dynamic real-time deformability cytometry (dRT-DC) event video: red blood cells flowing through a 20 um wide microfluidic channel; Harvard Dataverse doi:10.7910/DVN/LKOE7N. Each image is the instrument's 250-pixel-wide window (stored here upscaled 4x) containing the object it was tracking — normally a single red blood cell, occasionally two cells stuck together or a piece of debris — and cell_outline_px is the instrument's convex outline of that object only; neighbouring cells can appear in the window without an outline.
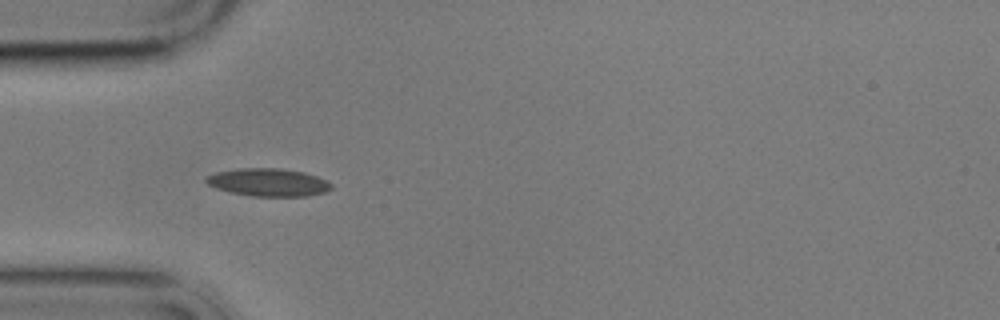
{"species": "common noctule bat (a hibernating species)", "species_latin": "Nyctalus noctula", "temperature_condition": "cold", "stored_images_in_passage": 6, "camera_frame_rate_fps": 3000, "um_per_image_px": 0.085, "animal": {"sex": "male", "body_mass_g": 17.9}, "frame": {"image": 1, "passage_image": 3, "time_ms": 2.333, "image_size_px": [1000, 320], "cell_outline_px": [[332, 188], [324, 192], [308, 196], [252, 196], [232, 192], [216, 188], [208, 184], [204, 180], [208, 176], [216, 172], [236, 168], [280, 168], [304, 172], [328, 180], [332, 184]], "centroid_in_image_um": [22.83, 15.49], "position_along_channel_um": 62.2, "area_um2": 20.29}}
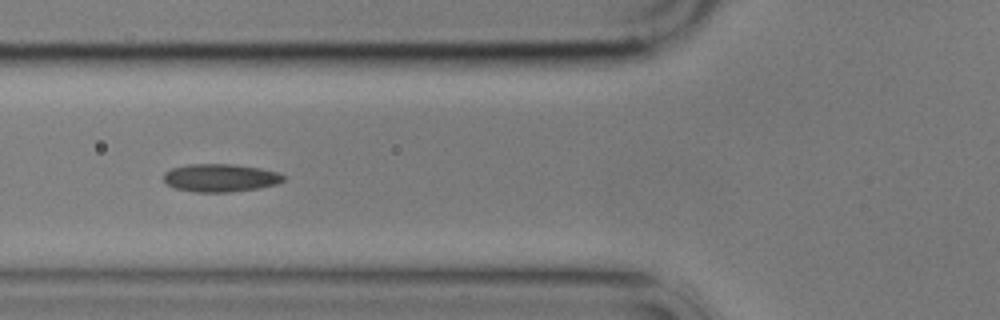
{"frame": {"image": 2, "passage_image": 4, "time_ms": 3.667, "image_size_px": [1000, 320], "cell_outline_px": [[284, 180], [276, 184], [260, 188], [228, 192], [196, 192], [176, 188], [168, 184], [164, 180], [164, 172], [172, 168], [188, 164], [232, 164], [260, 168], [276, 172], [284, 176]], "centroid_in_image_um": [18.72, 15.11], "position_along_channel_um": 107.1, "area_um2": 19.36}}
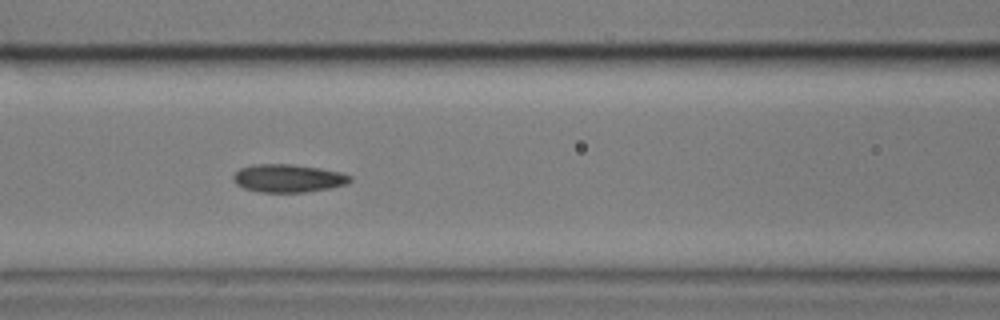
{"frame": {"image": 3, "passage_image": 5, "time_ms": 4.667, "image_size_px": [1000, 320], "cell_outline_px": [[352, 180], [348, 184], [332, 188], [304, 192], [260, 192], [244, 188], [236, 184], [232, 180], [232, 176], [240, 168], [252, 164], [292, 164], [320, 168], [340, 172], [352, 176]], "centroid_in_image_um": [24.5, 15.15], "position_along_channel_um": 142.1, "area_um2": 19.25}}